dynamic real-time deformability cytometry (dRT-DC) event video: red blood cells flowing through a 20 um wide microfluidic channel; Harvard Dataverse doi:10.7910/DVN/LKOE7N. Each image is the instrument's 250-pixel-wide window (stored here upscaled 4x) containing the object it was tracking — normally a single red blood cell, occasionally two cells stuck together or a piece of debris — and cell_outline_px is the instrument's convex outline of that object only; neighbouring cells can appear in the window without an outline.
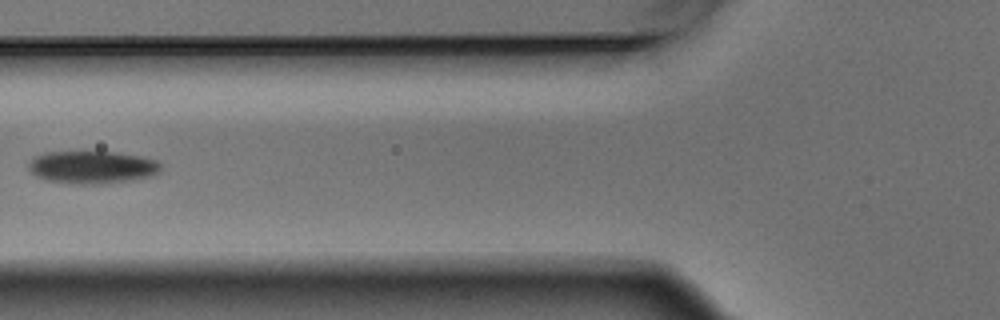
{"species": "Egyptian fruit bat (a non-hibernating species)", "species_latin": "Rousettus aegyptiacus", "temperature_condition": "warm", "stored_images_in_passage": 5, "camera_frame_rate_fps": 3000, "um_per_image_px": 0.085, "animal": {"sex": "male"}, "frame": {"image": 1, "passage_image": 5, "time_ms": 1.333, "image_size_px": [1000, 320], "cell_outline_px": [[160, 172], [148, 176], [132, 180], [100, 184], [72, 184], [44, 180], [32, 172], [28, 168], [28, 164], [36, 156], [48, 152], [112, 152], [140, 156], [156, 160], [160, 164]], "centroid_in_image_um": [7.82, 14.22], "position_along_channel_um": 118.0, "area_um2": 24.97}}